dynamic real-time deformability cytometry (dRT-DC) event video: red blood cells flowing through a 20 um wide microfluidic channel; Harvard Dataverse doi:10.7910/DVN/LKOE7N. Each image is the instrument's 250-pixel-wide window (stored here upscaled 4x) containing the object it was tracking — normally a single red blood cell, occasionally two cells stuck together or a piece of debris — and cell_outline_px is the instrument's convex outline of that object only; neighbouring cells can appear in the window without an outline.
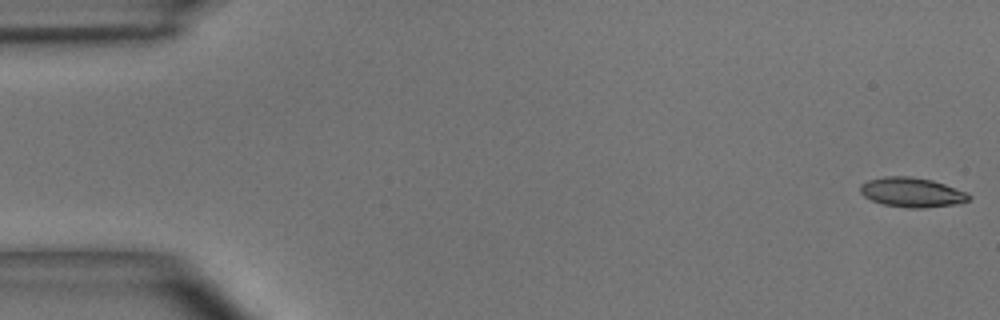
{"species": "common noctule bat (a hibernating species)", "species_latin": "Nyctalus noctula", "temperature_condition": "room temperature", "stored_images_in_passage": 15, "camera_frame_rate_fps": 3000, "um_per_image_px": 0.085, "animal": {"sex": "male", "body_mass_g": 15.6}, "frame": {"image": 1, "passage_image": 1, "time_ms": 0.0, "image_size_px": [1000, 320], "cell_outline_px": [[972, 196], [968, 200], [956, 204], [924, 208], [908, 208], [884, 204], [872, 200], [864, 196], [860, 192], [860, 184], [868, 180], [884, 176], [908, 176], [932, 180], [944, 184], [964, 192]], "centroid_in_image_um": [77.48, 16.35], "position_along_channel_um": 7.5, "area_um2": 18.55}}
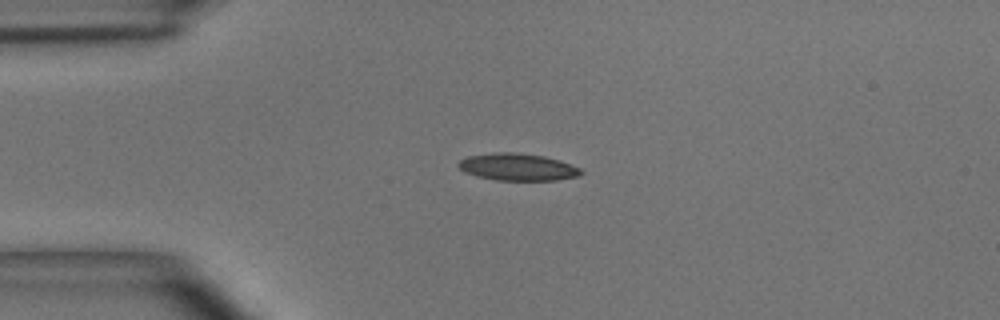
{"frame": {"image": 2, "passage_image": 12, "time_ms": 3.667, "image_size_px": [1000, 320], "cell_outline_px": [[584, 172], [580, 176], [556, 180], [496, 180], [476, 176], [464, 172], [456, 164], [460, 160], [468, 156], [492, 152], [516, 152], [544, 156], [560, 160], [580, 168]], "centroid_in_image_um": [44.0, 14.19], "position_along_channel_um": 41.0, "area_um2": 19.54}}